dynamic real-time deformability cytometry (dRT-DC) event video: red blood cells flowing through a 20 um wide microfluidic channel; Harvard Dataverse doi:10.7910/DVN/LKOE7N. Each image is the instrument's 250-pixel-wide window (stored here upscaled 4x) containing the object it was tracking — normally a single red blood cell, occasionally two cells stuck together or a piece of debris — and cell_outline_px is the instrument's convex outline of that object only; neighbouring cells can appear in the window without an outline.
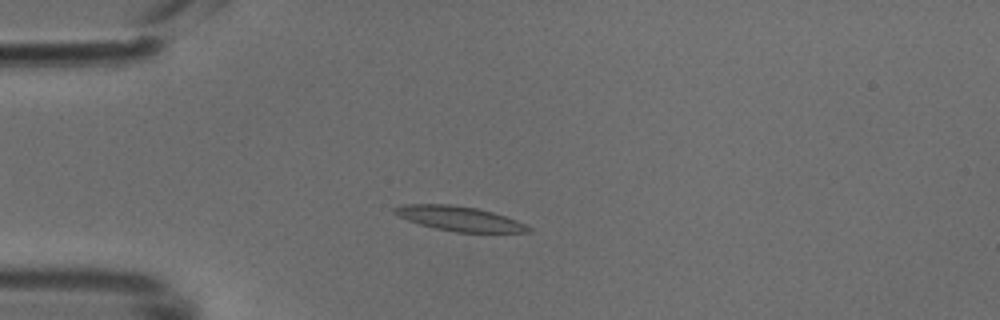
{"species": "common noctule bat (a hibernating species)", "species_latin": "Nyctalus noctula", "temperature_condition": "cold", "stored_images_in_passage": 50, "camera_frame_rate_fps": 3000, "um_per_image_px": 0.085, "animal": {"sex": "male", "body_mass_g": 18.8}, "frame": {"image": 1, "passage_image": 12, "time_ms": 3.667, "image_size_px": [1000, 320], "cell_outline_px": [[532, 232], [456, 232], [436, 228], [420, 224], [408, 220], [392, 212], [392, 208], [400, 204], [448, 204], [476, 208], [492, 212], [516, 220], [532, 228]], "centroid_in_image_um": [39.01, 18.57], "position_along_channel_um": 46.0, "area_um2": 19.02}}
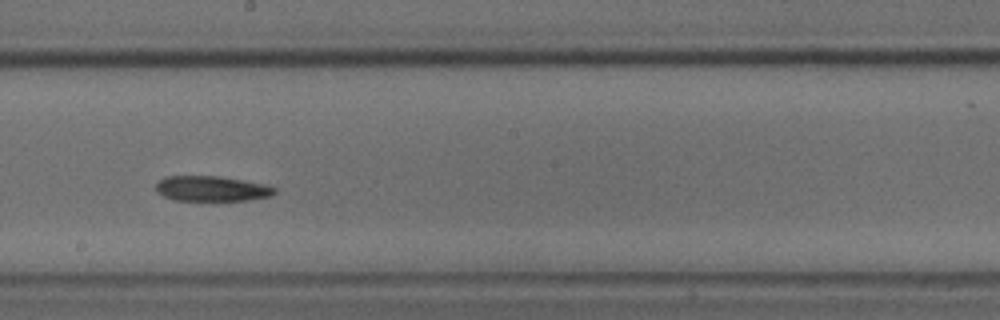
{"frame": {"image": 2, "passage_image": 27, "time_ms": 8.667, "image_size_px": [1000, 320], "cell_outline_px": [[276, 192], [272, 196], [248, 200], [176, 200], [164, 196], [156, 192], [156, 180], [164, 176], [220, 176], [264, 184], [276, 188]], "centroid_in_image_um": [17.96, 16.02], "position_along_channel_um": 230.2, "area_um2": 17.51}}
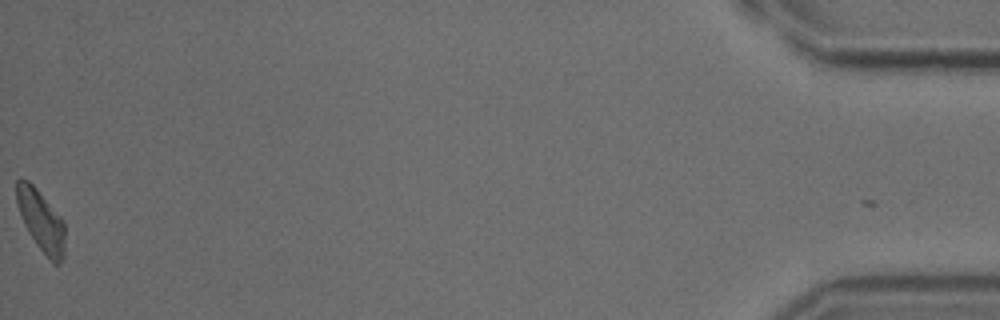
{"frame": {"image": 3, "passage_image": 49, "time_ms": 16.0, "image_size_px": [1000, 320], "cell_outline_px": [[64, 256], [60, 264], [52, 264], [36, 244], [28, 232], [24, 224], [16, 204], [16, 180], [20, 176], [28, 180], [36, 188], [64, 220]], "centroid_in_image_um": [3.48, 18.76], "position_along_channel_um": 431.7, "area_um2": 17.51}}